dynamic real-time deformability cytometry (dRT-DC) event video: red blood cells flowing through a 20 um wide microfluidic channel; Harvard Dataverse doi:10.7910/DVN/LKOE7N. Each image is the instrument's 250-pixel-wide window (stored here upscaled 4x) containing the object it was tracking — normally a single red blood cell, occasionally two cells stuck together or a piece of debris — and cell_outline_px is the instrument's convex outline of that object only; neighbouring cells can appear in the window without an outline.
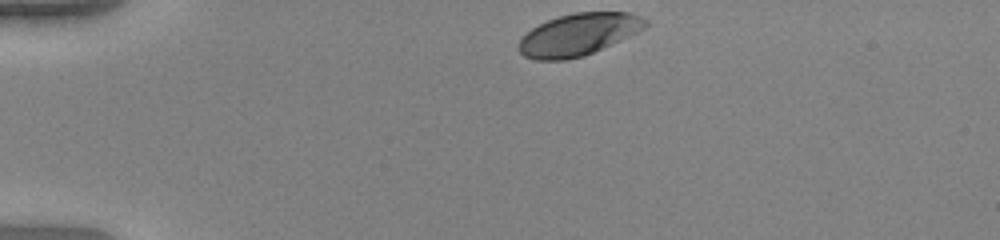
{"species": "human", "species_latin": "Homo sapiens", "temperature_condition": "warm", "stored_images_in_passage": 35, "camera_frame_rate_fps": 3000, "um_per_image_px": 0.085, "donor": {"sex": "female"}, "frame": {"image": 1, "passage_image": 1, "time_ms": 0.0, "image_size_px": [1000, 240], "cell_outline_px": [[648, 24], [644, 28], [628, 36], [584, 56], [564, 60], [536, 60], [524, 56], [516, 48], [520, 40], [532, 28], [548, 20], [560, 16], [576, 12], [628, 12], [640, 16], [648, 20]], "centroid_in_image_um": [49.15, 2.93], "position_along_channel_um": 35.8, "area_um2": 30.69}}
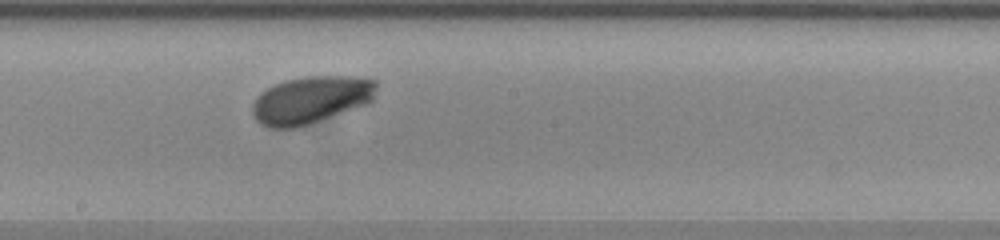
{"frame": {"image": 2, "passage_image": 20, "time_ms": 6.333, "image_size_px": [1000, 240], "cell_outline_px": [[376, 88], [372, 100], [364, 104], [300, 128], [268, 128], [260, 124], [252, 116], [252, 104], [256, 96], [260, 92], [284, 80], [308, 76], [348, 76], [376, 80]], "centroid_in_image_um": [26.36, 8.5], "position_along_channel_um": 221.8, "area_um2": 34.28}}
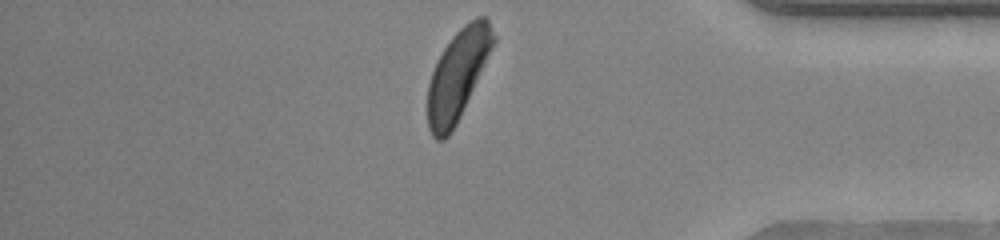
{"frame": {"image": 3, "passage_image": 35, "time_ms": 11.333, "image_size_px": [1000, 240], "cell_outline_px": [[496, 40], [460, 116], [456, 124], [448, 136], [444, 140], [436, 140], [432, 136], [428, 128], [428, 84], [432, 72], [444, 48], [452, 36], [464, 24], [476, 16], [484, 16], [488, 20], [496, 36]], "centroid_in_image_um": [38.9, 6.35], "position_along_channel_um": 396.3, "area_um2": 33.87}, "authors_computed_cell_mechanics": {"area_um2": 33.5818, "velocity_mm_per_s": 3.9008, "shape_relaxation_time_tau1_ms": 2.1533, "shape_relaxation_time_tau2_ms": null, "deformation_change_tau1": 0.1561, "deformation_change_tau2": null}}